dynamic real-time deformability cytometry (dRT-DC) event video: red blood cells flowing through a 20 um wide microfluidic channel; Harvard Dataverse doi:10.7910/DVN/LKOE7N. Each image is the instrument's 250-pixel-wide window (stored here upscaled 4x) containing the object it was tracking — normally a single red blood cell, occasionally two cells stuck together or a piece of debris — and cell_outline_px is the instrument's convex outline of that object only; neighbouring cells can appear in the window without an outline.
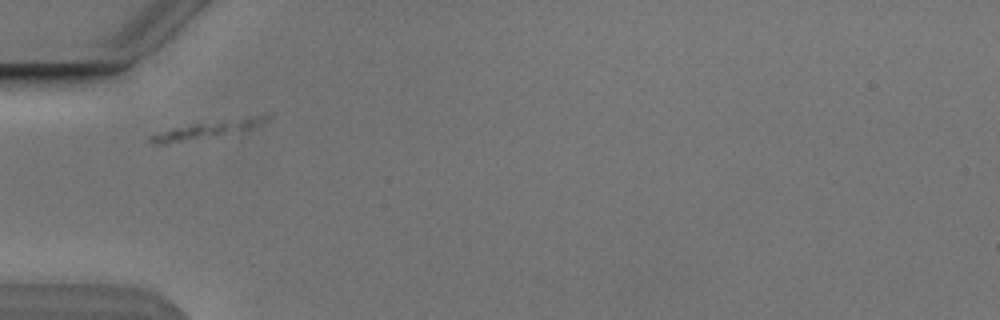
{"species": "Egyptian fruit bat (a non-hibernating species)", "species_latin": "Rousettus aegyptiacus", "temperature_condition": "cold", "stored_images_in_passage": 2, "camera_frame_rate_fps": 3000, "um_per_image_px": 0.085, "animal": {"sex": "male"}, "frame": {"image": 1, "passage_image": 2, "time_ms": 1.333, "image_size_px": [1000, 320], "cell_outline_px": [[272, 120], [248, 128], [164, 144], [152, 144], [148, 140], [148, 136], [172, 128], [192, 124], [268, 112], [272, 112]], "centroid_in_image_um": [17.76, 10.92], "position_along_channel_um": 67.2, "area_um2": 11.5}}